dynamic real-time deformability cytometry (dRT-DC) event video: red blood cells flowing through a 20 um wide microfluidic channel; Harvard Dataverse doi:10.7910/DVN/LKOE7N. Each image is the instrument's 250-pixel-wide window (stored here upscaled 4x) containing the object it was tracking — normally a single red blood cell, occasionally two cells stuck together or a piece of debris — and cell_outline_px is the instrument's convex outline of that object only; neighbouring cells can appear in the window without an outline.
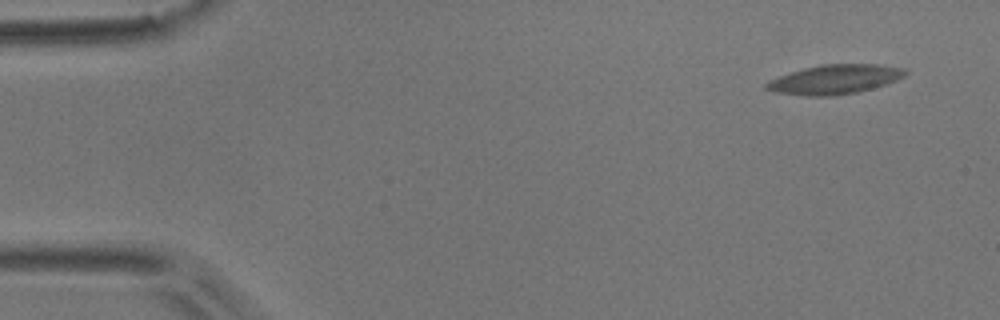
{"species": "common noctule bat (a hibernating species)", "species_latin": "Nyctalus noctula", "temperature_condition": "room temperature", "stored_images_in_passage": 4, "camera_frame_rate_fps": 3000, "um_per_image_px": 0.085, "animal": {"sex": "male", "body_mass_g": 17.9}, "frame": {"image": 1, "passage_image": 1, "time_ms": 0.0, "image_size_px": [1000, 320], "cell_outline_px": [[908, 72], [904, 76], [888, 84], [856, 92], [832, 96], [808, 96], [776, 92], [764, 88], [764, 84], [768, 80], [804, 68], [820, 64], [880, 64], [904, 68]], "centroid_in_image_um": [70.97, 6.74], "position_along_channel_um": 14.0, "area_um2": 23.76}}
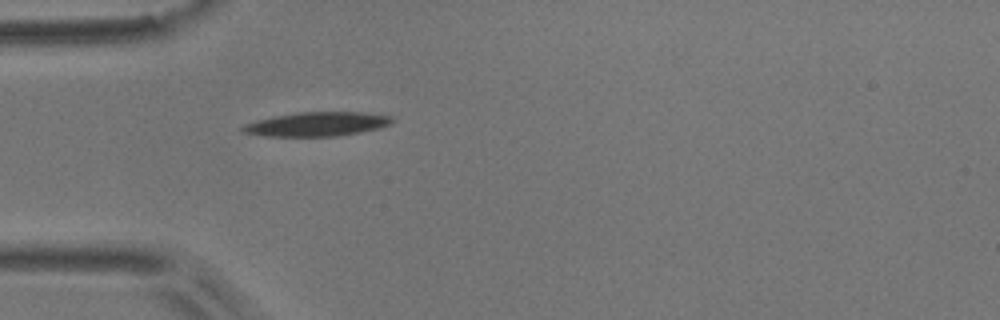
{"frame": {"image": 2, "passage_image": 4, "time_ms": 1.0, "image_size_px": [1000, 320], "cell_outline_px": [[396, 120], [392, 124], [380, 128], [340, 136], [264, 136], [244, 132], [240, 128], [244, 124], [256, 120], [272, 116], [300, 112], [368, 112], [392, 116]], "centroid_in_image_um": [27.0, 10.54], "position_along_channel_um": 58.0, "area_um2": 21.27}}